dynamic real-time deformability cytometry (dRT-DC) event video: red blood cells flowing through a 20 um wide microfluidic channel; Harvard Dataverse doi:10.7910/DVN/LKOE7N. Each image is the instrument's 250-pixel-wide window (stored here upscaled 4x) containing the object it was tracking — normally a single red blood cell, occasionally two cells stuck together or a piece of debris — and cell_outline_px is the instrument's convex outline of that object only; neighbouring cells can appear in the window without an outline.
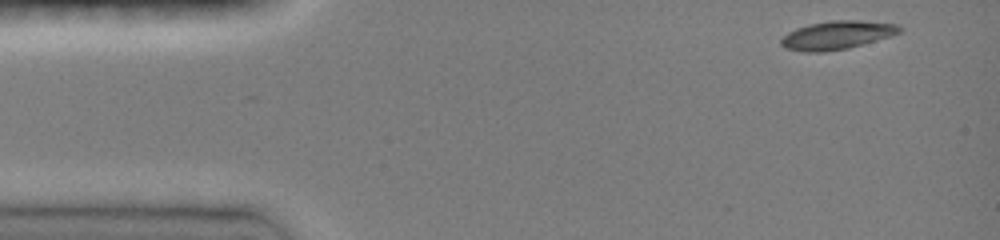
{"species": "common noctule bat (a hibernating species)", "species_latin": "Nyctalus noctula", "temperature_condition": "room temperature", "stored_images_in_passage": 41, "camera_frame_rate_fps": 3000, "um_per_image_px": 0.085, "animal": {"sex": "female", "body_mass_g": 19.0, "forearm_length_mm": 51.5}, "frame": {"image": 1, "passage_image": 1, "time_ms": 0.0, "image_size_px": [1000, 240], "cell_outline_px": [[904, 28], [900, 32], [876, 40], [848, 48], [820, 52], [804, 52], [784, 48], [780, 44], [780, 40], [788, 32], [796, 28], [808, 24], [828, 20], [856, 20], [900, 24]], "centroid_in_image_um": [71.12, 2.97], "position_along_channel_um": 13.9, "area_um2": 19.65}}
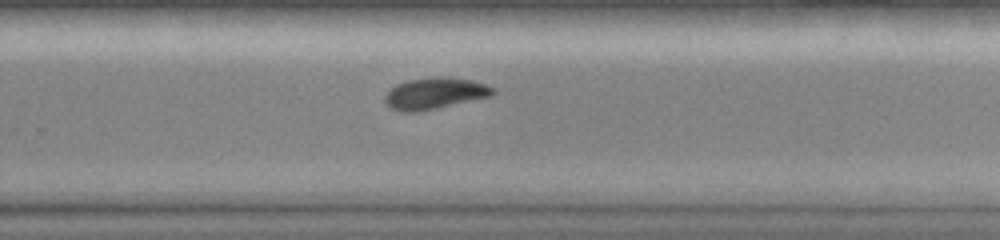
{"frame": {"image": 2, "passage_image": 28, "time_ms": 9.0, "image_size_px": [1000, 240], "cell_outline_px": [[496, 92], [492, 96], [436, 108], [416, 112], [404, 112], [388, 108], [384, 100], [384, 96], [396, 84], [412, 80], [472, 80], [484, 84], [492, 88]], "centroid_in_image_um": [36.91, 8.01], "position_along_channel_um": 292.9, "area_um2": 18.67}}
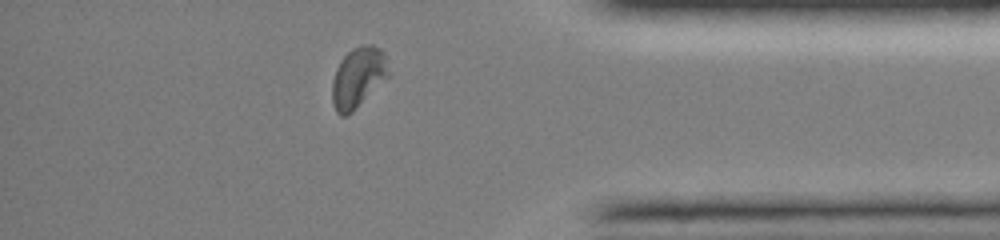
{"frame": {"image": 3, "passage_image": 37, "time_ms": 12.0, "image_size_px": [1000, 240], "cell_outline_px": [[392, 72], [352, 112], [344, 116], [340, 116], [336, 112], [332, 104], [332, 80], [336, 68], [340, 60], [352, 48], [360, 44], [372, 44], [380, 48], [384, 52]], "centroid_in_image_um": [30.44, 6.55], "position_along_channel_um": 404.8, "area_um2": 20.11}, "authors_computed_cell_mechanics": {"area_um2": 19.5364, "velocity_mm_per_s": 4.1368, "shape_relaxation_time_tau1_ms": 3.0918, "shape_relaxation_time_tau2_ms": null, "deformation_change_tau1": 0.1174, "deformation_change_tau2": null}}